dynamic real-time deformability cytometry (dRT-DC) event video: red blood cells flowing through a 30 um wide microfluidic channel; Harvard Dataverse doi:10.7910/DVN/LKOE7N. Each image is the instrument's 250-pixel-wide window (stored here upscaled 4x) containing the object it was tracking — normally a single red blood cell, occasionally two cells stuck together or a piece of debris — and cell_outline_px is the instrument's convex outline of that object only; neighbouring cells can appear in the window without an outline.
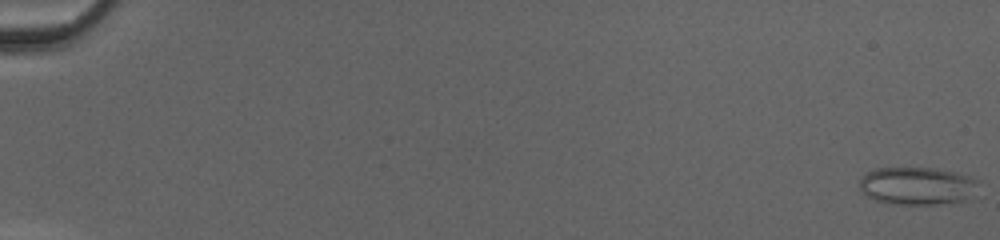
{"species": "common noctule bat (a hibernating species)", "species_latin": "Nyctalus noctula", "temperature_condition": "cold", "stored_images_in_passage": 51, "camera_frame_rate_fps": 3000, "um_per_image_px": 0.085, "animal": {"sex": "female", "body_mass_g": 20.0, "forearm_length_mm": 54.0}, "frame": {"image": 1, "passage_image": 1, "time_ms": 0.0, "image_size_px": [1000, 240], "cell_outline_px": [[976, 180], [964, 200], [936, 204], [888, 204], [876, 200], [868, 196], [860, 188], [860, 180], [868, 172], [876, 168], [936, 168], [956, 172], [968, 176]], "centroid_in_image_um": [77.86, 15.79], "position_along_channel_um": 7.1, "area_um2": 25.37}}
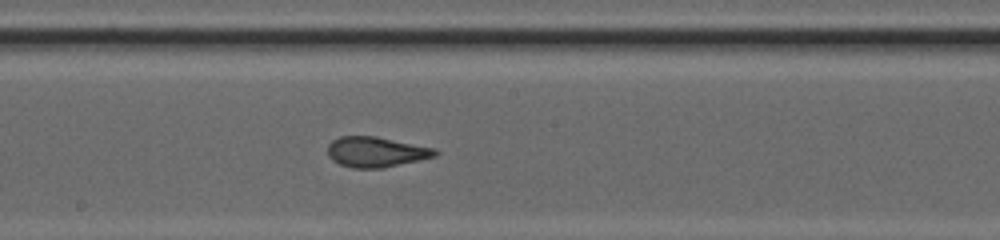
{"frame": {"image": 2, "passage_image": 30, "time_ms": 9.667, "image_size_px": [1000, 240], "cell_outline_px": [[440, 152], [436, 156], [420, 160], [384, 168], [352, 168], [340, 164], [332, 160], [328, 156], [328, 144], [332, 140], [340, 136], [376, 136], [436, 148]], "centroid_in_image_um": [31.98, 12.91], "position_along_channel_um": 216.2, "area_um2": 19.19}}
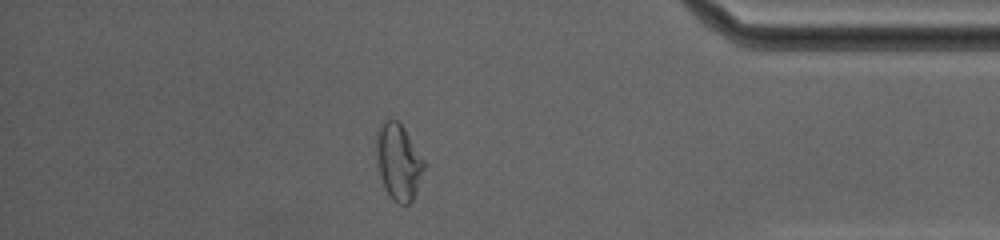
{"frame": {"image": 3, "passage_image": 45, "time_ms": 14.667, "image_size_px": [1000, 240], "cell_outline_px": [[428, 164], [416, 192], [412, 200], [408, 204], [396, 204], [388, 196], [384, 188], [380, 176], [376, 160], [376, 132], [380, 124], [384, 120], [396, 120], [404, 128]], "centroid_in_image_um": [33.88, 13.78], "position_along_channel_um": 401.3, "area_um2": 21.73}, "authors_computed_cell_mechanics": {"area_um2": 20.808, "velocity_mm_per_s": 4.2366, "shape_relaxation_time_tau1_ms": null, "shape_relaxation_time_tau2_ms": 0.7895, "deformation_change_tau1": null, "deformation_change_tau2": 0.0452}}